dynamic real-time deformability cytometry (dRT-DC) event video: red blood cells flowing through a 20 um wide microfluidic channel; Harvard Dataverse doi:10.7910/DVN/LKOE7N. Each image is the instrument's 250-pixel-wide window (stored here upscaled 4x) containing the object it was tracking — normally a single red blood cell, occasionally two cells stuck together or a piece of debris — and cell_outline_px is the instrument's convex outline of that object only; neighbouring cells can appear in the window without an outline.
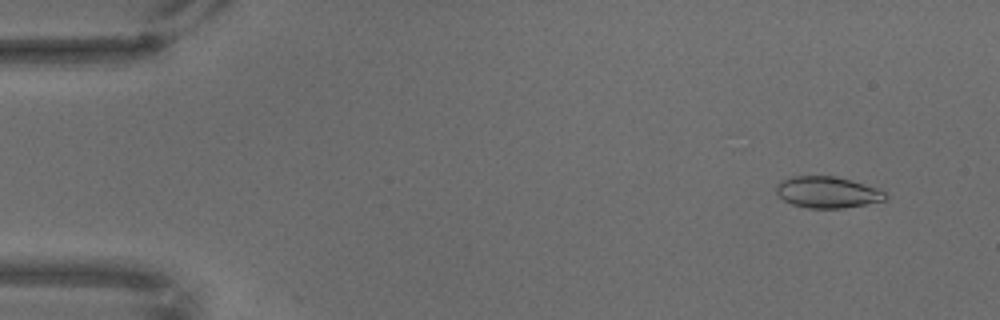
{"species": "common noctule bat (a hibernating species)", "species_latin": "Nyctalus noctula", "temperature_condition": "warm", "stored_images_in_passage": 42, "camera_frame_rate_fps": 3000, "um_per_image_px": 0.085, "animal": {"sex": "male", "body_mass_g": 18.8}, "frame": {"image": 1, "passage_image": 6, "time_ms": 1.667, "image_size_px": [1000, 320], "cell_outline_px": [[888, 196], [884, 200], [844, 208], [808, 208], [792, 204], [784, 200], [776, 192], [776, 184], [780, 180], [792, 176], [836, 176], [876, 188], [884, 192]], "centroid_in_image_um": [70.28, 16.33], "position_along_channel_um": 14.7, "area_um2": 19.77}}
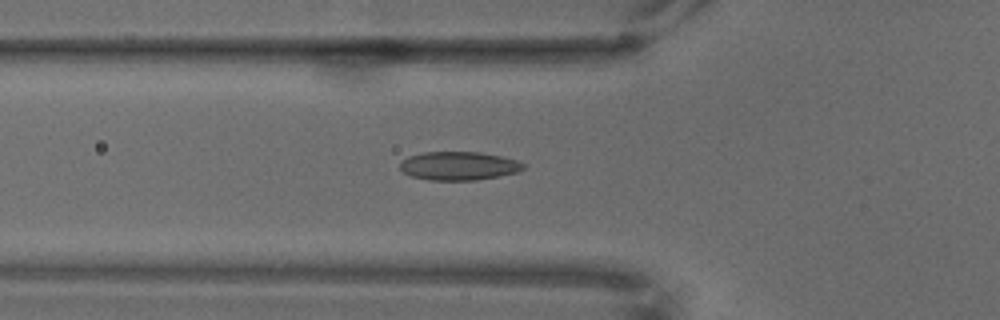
{"frame": {"image": 2, "passage_image": 25, "time_ms": 8.0, "image_size_px": [1000, 320], "cell_outline_px": [[524, 168], [516, 172], [500, 176], [476, 180], [432, 180], [412, 176], [404, 172], [400, 168], [400, 160], [408, 156], [424, 152], [480, 152], [500, 156], [516, 160], [524, 164]], "centroid_in_image_um": [38.97, 14.09], "position_along_channel_um": 86.8, "area_um2": 20.4}}
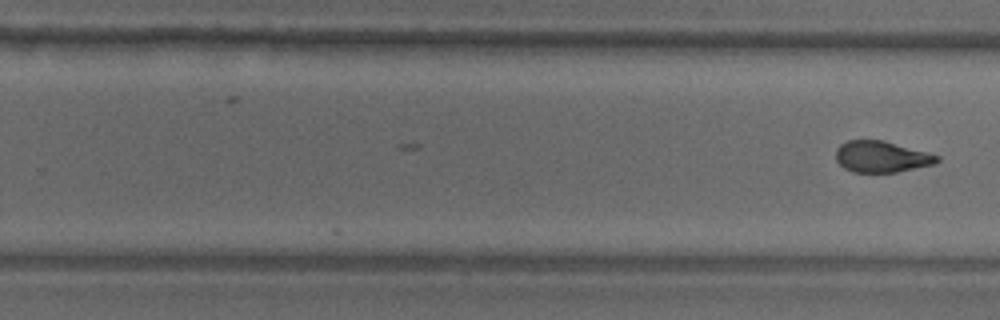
{"frame": {"image": 3, "passage_image": 42, "time_ms": 13.667, "image_size_px": [1000, 320], "cell_outline_px": [[940, 160], [936, 164], [896, 172], [852, 172], [844, 168], [836, 160], [836, 148], [840, 144], [848, 140], [884, 140], [928, 152], [940, 156]], "centroid_in_image_um": [74.94, 13.31], "position_along_channel_um": 254.9, "area_um2": 18.61}}